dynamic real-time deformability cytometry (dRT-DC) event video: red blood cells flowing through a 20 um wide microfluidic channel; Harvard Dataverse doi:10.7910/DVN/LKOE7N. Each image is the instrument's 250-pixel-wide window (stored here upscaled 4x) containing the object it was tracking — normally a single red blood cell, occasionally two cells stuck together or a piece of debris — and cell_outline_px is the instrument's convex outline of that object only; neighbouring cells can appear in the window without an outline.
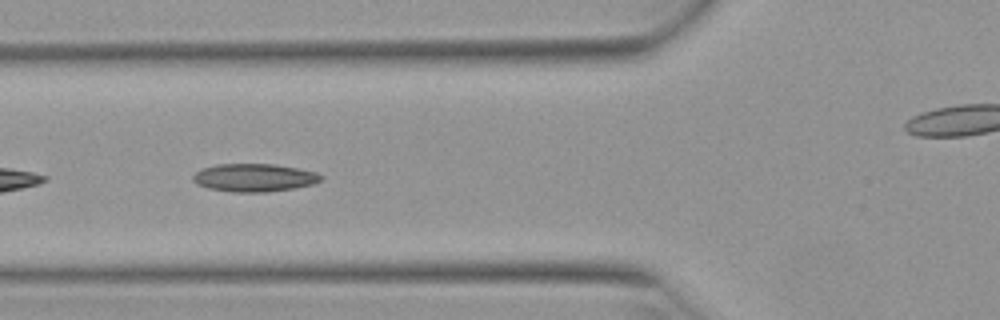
{"species": "Egyptian fruit bat (a non-hibernating species)", "species_latin": "Rousettus aegyptiacus", "temperature_condition": "warm", "stored_images_in_passage": 7, "camera_frame_rate_fps": 3000, "um_per_image_px": 0.085, "animal": {"sex": "female"}, "frame": {"image": 1, "passage_image": 3, "time_ms": 0.667, "image_size_px": [1000, 320], "cell_outline_px": [[324, 176], [320, 180], [312, 184], [292, 188], [264, 192], [232, 192], [208, 188], [196, 184], [192, 180], [192, 176], [200, 168], [216, 164], [276, 164], [316, 172]], "centroid_in_image_um": [21.55, 15.09], "position_along_channel_um": 104.2, "area_um2": 20.87}}